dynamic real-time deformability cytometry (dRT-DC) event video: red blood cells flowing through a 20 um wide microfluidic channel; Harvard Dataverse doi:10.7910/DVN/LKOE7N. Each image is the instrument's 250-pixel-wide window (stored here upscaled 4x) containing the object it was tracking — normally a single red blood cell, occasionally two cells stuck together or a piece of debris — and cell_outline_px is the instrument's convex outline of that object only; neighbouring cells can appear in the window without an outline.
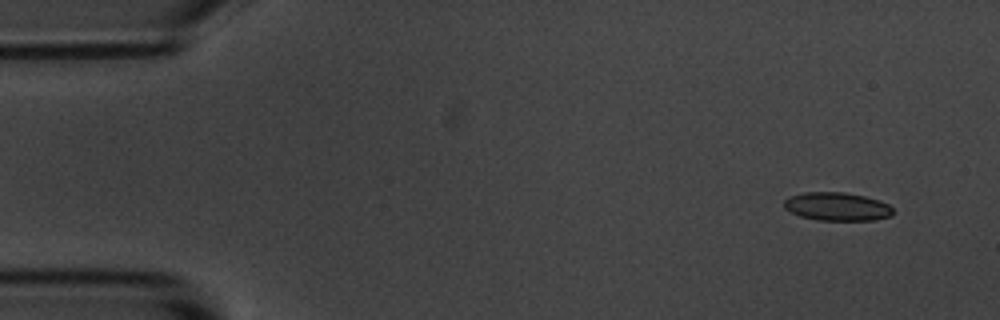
{"species": "common noctule bat (a hibernating species)", "species_latin": "Nyctalus noctula", "temperature_condition": "room temperature", "stored_images_in_passage": 7, "camera_frame_rate_fps": 3000, "um_per_image_px": 0.085, "animal": {"sex": "male", "body_mass_g": 20.1, "forearm_length_mm": 53.5}, "frame": {"image": 1, "passage_image": 1, "time_ms": 0.0, "image_size_px": [1000, 320], "cell_outline_px": [[896, 212], [892, 216], [872, 220], [816, 220], [800, 216], [784, 208], [784, 200], [788, 196], [804, 192], [844, 192], [864, 196], [880, 200], [888, 204]], "centroid_in_image_um": [71.16, 17.55], "position_along_channel_um": 13.8, "area_um2": 18.15}}
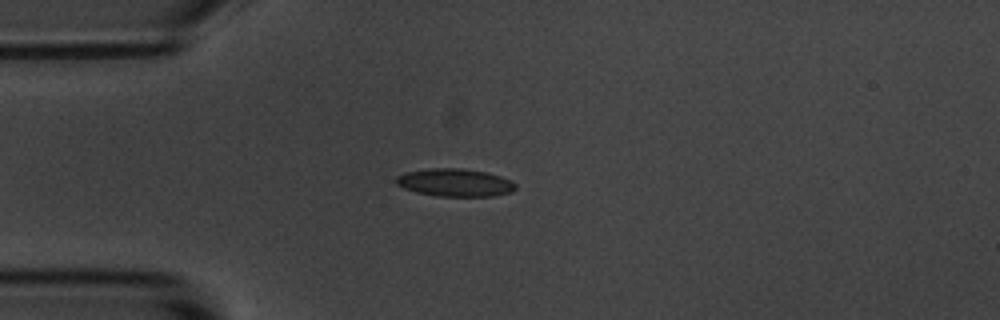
{"frame": {"image": 2, "passage_image": 4, "time_ms": 3.333, "image_size_px": [1000, 320], "cell_outline_px": [[516, 188], [512, 192], [492, 196], [436, 196], [416, 192], [404, 188], [396, 184], [396, 176], [404, 172], [432, 168], [460, 168], [488, 172], [512, 180], [516, 184]], "centroid_in_image_um": [38.68, 15.51], "position_along_channel_um": 46.3, "area_um2": 19.48}}
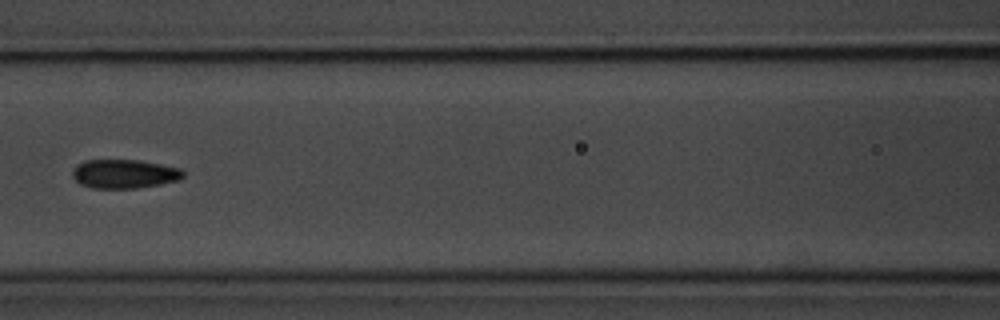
{"frame": {"image": 3, "passage_image": 7, "time_ms": 6.667, "image_size_px": [1000, 320], "cell_outline_px": [[184, 176], [180, 180], [160, 184], [136, 188], [92, 188], [80, 184], [72, 176], [72, 168], [76, 164], [84, 160], [140, 160], [180, 168], [184, 172]], "centroid_in_image_um": [10.54, 14.77], "position_along_channel_um": 156.1, "area_um2": 18.79}}